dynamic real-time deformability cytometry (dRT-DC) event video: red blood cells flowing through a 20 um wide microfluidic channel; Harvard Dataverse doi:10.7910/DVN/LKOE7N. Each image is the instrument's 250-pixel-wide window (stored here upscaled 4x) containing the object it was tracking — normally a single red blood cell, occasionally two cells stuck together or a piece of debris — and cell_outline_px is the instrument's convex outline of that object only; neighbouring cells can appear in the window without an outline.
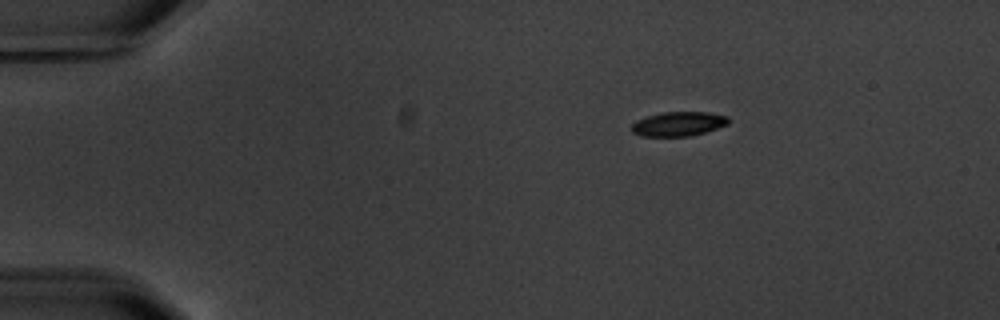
{"species": "common noctule bat (a hibernating species)", "species_latin": "Nyctalus noctula", "temperature_condition": "warm", "stored_images_in_passage": 6, "segment_of_instrument_passage": [2, 2], "camera_frame_rate_fps": 3000, "um_per_image_px": 0.085, "animal": {"sex": "male", "body_mass_g": 20.1, "forearm_length_mm": 53.5}, "frame": {"image": 1, "passage_image": 6, "time_ms": 8.0, "image_size_px": [1000, 320], "cell_outline_px": [[728, 124], [704, 132], [688, 136], [640, 136], [632, 132], [632, 124], [636, 120], [648, 116], [664, 112], [708, 112], [728, 116]], "centroid_in_image_um": [57.65, 10.53], "position_along_channel_um": 27.4, "area_um2": 13.58}}